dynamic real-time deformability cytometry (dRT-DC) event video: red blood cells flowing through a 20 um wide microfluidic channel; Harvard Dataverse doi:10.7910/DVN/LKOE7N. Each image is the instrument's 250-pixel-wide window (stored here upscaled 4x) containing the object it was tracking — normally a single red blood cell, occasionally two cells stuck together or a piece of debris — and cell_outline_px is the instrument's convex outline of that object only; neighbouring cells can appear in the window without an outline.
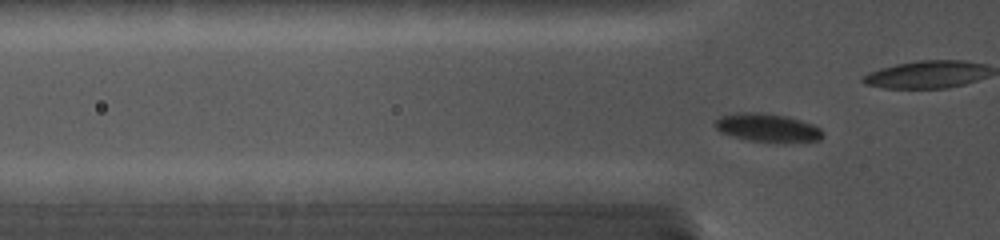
{"species": "common noctule bat (a hibernating species)", "species_latin": "Nyctalus noctula", "temperature_condition": "cold", "stored_images_in_passage": 65, "camera_frame_rate_fps": 5000, "um_per_image_px": 0.085, "animal": {"sex": "female", "body_mass_g": 19.0, "forearm_length_mm": 56.7}, "frame": {"image": 1, "passage_image": 29, "time_ms": 4.4, "image_size_px": [1000, 240], "cell_outline_px": [[824, 136], [820, 140], [748, 140], [732, 136], [720, 132], [712, 124], [720, 116], [736, 112], [764, 112], [788, 116], [812, 124], [820, 128], [824, 132]], "centroid_in_image_um": [65.17, 10.8], "position_along_channel_um": 60.6, "area_um2": 17.4}}
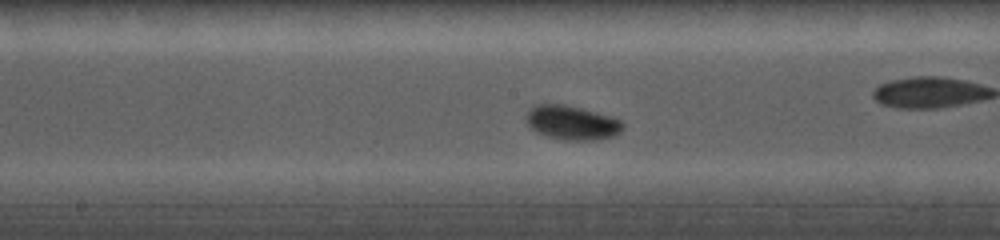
{"frame": {"image": 2, "passage_image": 50, "time_ms": 8.0, "image_size_px": [1000, 240], "cell_outline_px": [[624, 128], [620, 132], [612, 136], [596, 140], [564, 140], [544, 136], [536, 132], [528, 124], [528, 112], [536, 104], [564, 104], [596, 112], [620, 120], [624, 124]], "centroid_in_image_um": [48.62, 10.44], "position_along_channel_um": 199.6, "area_um2": 19.02}}
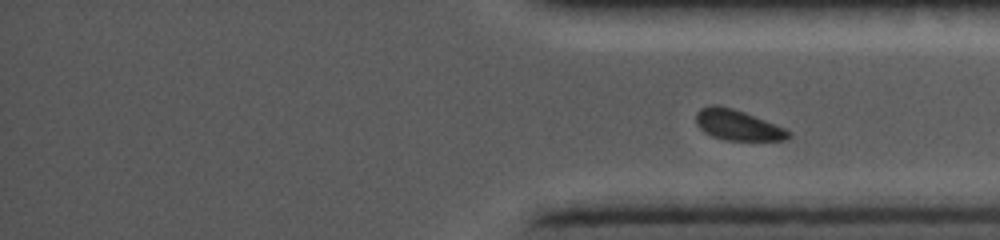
{"frame": {"image": 3, "passage_image": 65, "time_ms": 12.4, "image_size_px": [1000, 240], "cell_outline_px": [[792, 136], [788, 140], [724, 140], [712, 136], [704, 132], [696, 124], [696, 112], [700, 108], [708, 104], [716, 104], [732, 108], [744, 112], [784, 128], [792, 132]], "centroid_in_image_um": [62.68, 10.62], "position_along_channel_um": 372.5, "area_um2": 16.53}}